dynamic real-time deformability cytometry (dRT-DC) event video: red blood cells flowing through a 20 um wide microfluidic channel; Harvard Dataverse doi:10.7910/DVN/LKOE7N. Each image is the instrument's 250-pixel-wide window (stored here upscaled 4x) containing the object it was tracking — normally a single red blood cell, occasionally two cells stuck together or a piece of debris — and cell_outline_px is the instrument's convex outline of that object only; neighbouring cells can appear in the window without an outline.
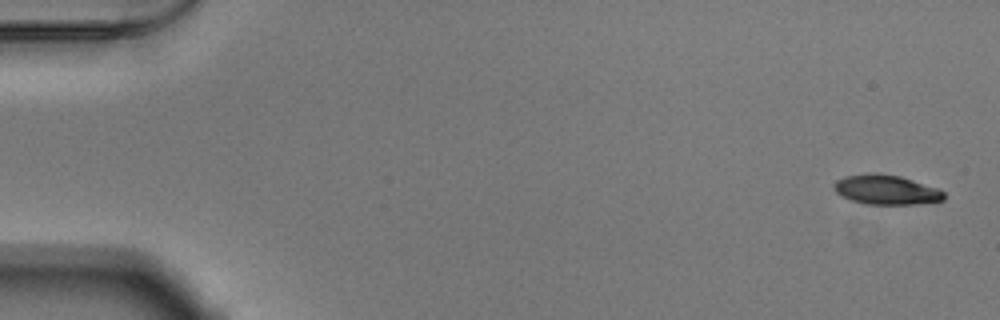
{"species": "Egyptian fruit bat (a non-hibernating species)", "species_latin": "Rousettus aegyptiacus", "temperature_condition": "warm", "stored_images_in_passage": 52, "camera_frame_rate_fps": 3000, "um_per_image_px": 0.085, "animal": {"sex": "male"}, "frame": {"image": 1, "passage_image": 1, "time_ms": 0.0, "image_size_px": [1000, 320], "cell_outline_px": [[944, 200], [916, 204], [864, 204], [852, 200], [836, 192], [832, 188], [836, 180], [844, 176], [872, 172], [900, 176], [936, 188], [944, 192]], "centroid_in_image_um": [75.29, 16.12], "position_along_channel_um": 9.7, "area_um2": 18.84}}
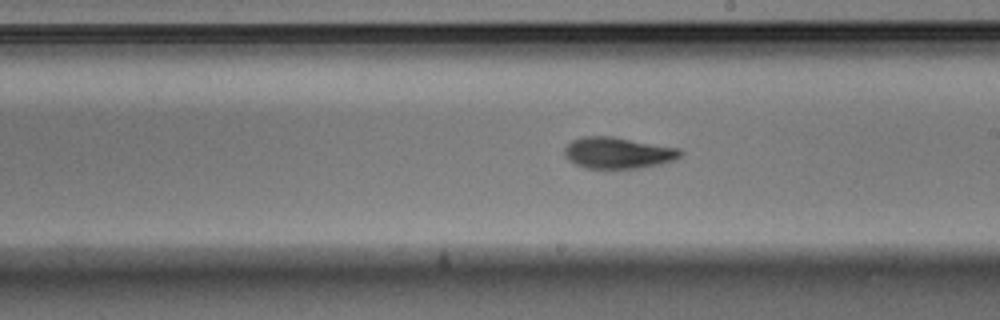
{"frame": {"image": 2, "passage_image": 30, "time_ms": 9.667, "image_size_px": [1000, 320], "cell_outline_px": [[684, 152], [680, 156], [672, 160], [660, 164], [640, 168], [584, 168], [568, 160], [564, 152], [564, 148], [572, 140], [584, 136], [612, 136], [680, 148]], "centroid_in_image_um": [52.53, 12.99], "position_along_channel_um": 236.5, "area_um2": 21.15}}
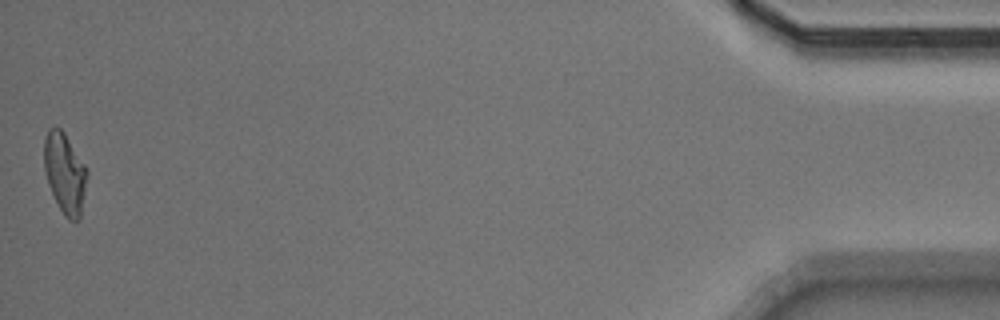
{"frame": {"image": 3, "passage_image": 52, "time_ms": 17.0, "image_size_px": [1000, 320], "cell_outline_px": [[88, 172], [80, 220], [68, 220], [64, 216], [48, 184], [44, 168], [44, 140], [48, 128], [60, 128], [64, 132], [84, 164]], "centroid_in_image_um": [5.51, 14.73], "position_along_channel_um": 429.7, "area_um2": 19.94}, "authors_computed_cell_mechanics": {"area_um2": 20.4034, "velocity_mm_per_s": 3.8687, "shape_relaxation_time_tau1_ms": 2.9637, "shape_relaxation_time_tau2_ms": 2.7637, "deformation_change_tau1": 0.1647, "deformation_change_tau2": 0.1026}}